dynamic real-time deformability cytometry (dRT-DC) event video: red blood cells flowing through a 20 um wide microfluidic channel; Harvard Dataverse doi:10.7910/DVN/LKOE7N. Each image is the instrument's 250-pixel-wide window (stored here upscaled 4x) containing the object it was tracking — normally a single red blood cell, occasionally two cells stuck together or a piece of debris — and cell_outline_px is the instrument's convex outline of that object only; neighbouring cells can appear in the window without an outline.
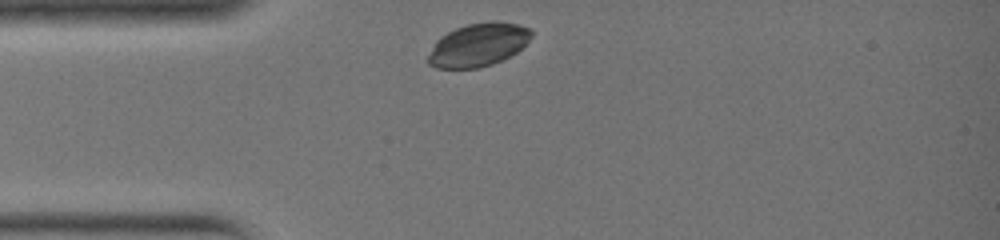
{"species": "common noctule bat (a hibernating species)", "species_latin": "Nyctalus noctula", "temperature_condition": "warm", "stored_images_in_passage": 23, "camera_frame_rate_fps": 3000, "um_per_image_px": 0.085, "animal": {"sex": "female", "body_mass_g": 19.0, "forearm_length_mm": 51.5}, "frame": {"image": 1, "passage_image": 1, "time_ms": 0.0, "image_size_px": [1000, 240], "cell_outline_px": [[532, 36], [516, 52], [492, 64], [480, 68], [436, 68], [428, 64], [428, 56], [436, 40], [440, 36], [456, 28], [468, 24], [492, 20], [496, 20], [516, 24], [528, 28], [532, 32]], "centroid_in_image_um": [40.62, 3.8], "position_along_channel_um": 44.4, "area_um2": 25.78}}
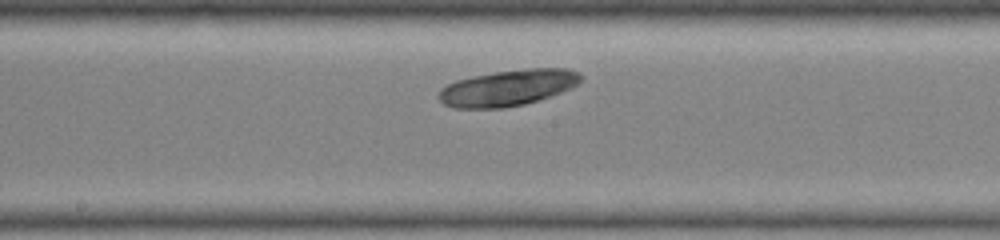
{"frame": {"image": 2, "passage_image": 11, "time_ms": 3.333, "image_size_px": [1000, 240], "cell_outline_px": [[584, 76], [572, 88], [540, 100], [524, 104], [504, 108], [452, 108], [444, 104], [436, 96], [440, 88], [456, 80], [472, 76], [496, 72], [528, 68], [568, 68], [580, 72]], "centroid_in_image_um": [43.17, 7.46], "position_along_channel_um": 205.0, "area_um2": 30.17}}
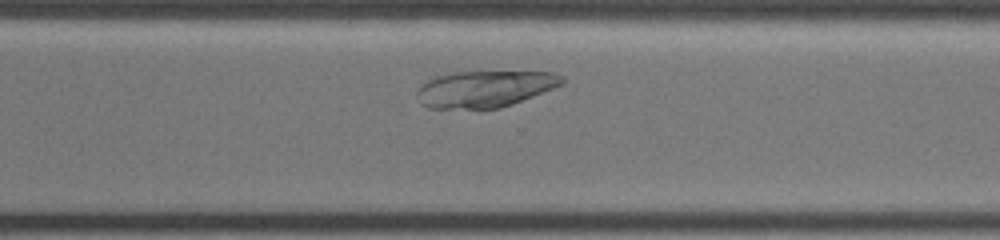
{"frame": {"image": 3, "passage_image": 18, "time_ms": 5.667, "image_size_px": [1000, 240], "cell_outline_px": [[564, 84], [512, 104], [500, 108], [428, 108], [420, 104], [416, 92], [428, 80], [436, 76], [452, 72], [556, 72], [564, 76]], "centroid_in_image_um": [41.23, 7.55], "position_along_channel_um": 329.4, "area_um2": 30.75}}